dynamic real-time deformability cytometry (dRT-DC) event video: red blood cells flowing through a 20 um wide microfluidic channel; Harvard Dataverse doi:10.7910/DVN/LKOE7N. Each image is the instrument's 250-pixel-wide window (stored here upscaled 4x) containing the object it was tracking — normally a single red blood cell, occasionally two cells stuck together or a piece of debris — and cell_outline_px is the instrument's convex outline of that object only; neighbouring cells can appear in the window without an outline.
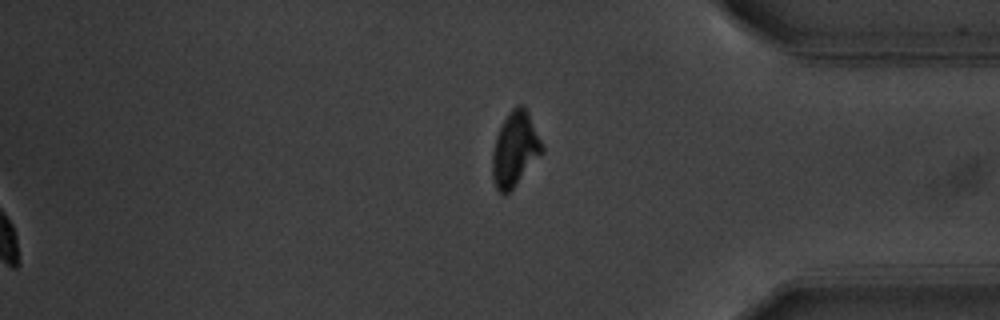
{"species": "common noctule bat (a hibernating species)", "species_latin": "Nyctalus noctula", "temperature_condition": "warm", "stored_images_in_passage": 59, "segment_of_instrument_passage": [2, 2], "camera_frame_rate_fps": 3000, "um_per_image_px": 0.085, "animal": {"sex": "male", "body_mass_g": 20.1, "forearm_length_mm": 53.5}, "frame": {"image": 1, "passage_image": 59, "time_ms": 19.333, "image_size_px": [1000, 320], "cell_outline_px": [[544, 152], [516, 184], [504, 196], [496, 188], [492, 180], [492, 152], [496, 136], [508, 112], [516, 104], [524, 104], [528, 112], [544, 148]], "centroid_in_image_um": [43.76, 12.67], "position_along_channel_um": 391.4, "area_um2": 21.56}}